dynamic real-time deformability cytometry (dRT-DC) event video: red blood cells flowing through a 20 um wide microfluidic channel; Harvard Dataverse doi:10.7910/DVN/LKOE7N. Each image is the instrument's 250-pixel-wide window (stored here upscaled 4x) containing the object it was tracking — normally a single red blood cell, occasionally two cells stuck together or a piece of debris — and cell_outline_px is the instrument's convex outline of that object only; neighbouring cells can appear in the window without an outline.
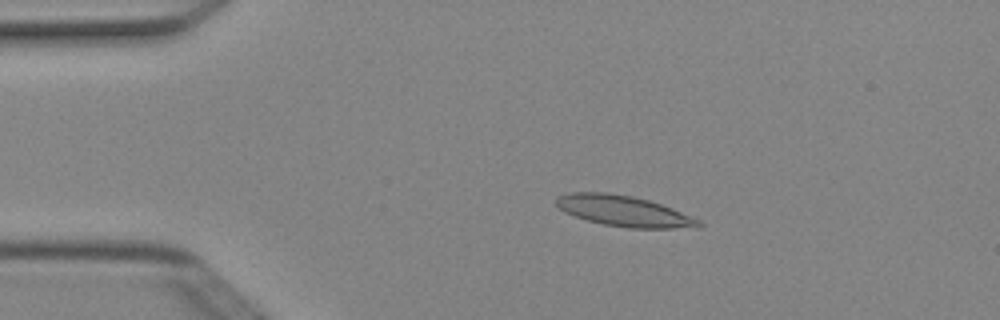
{"species": "Egyptian fruit bat (a non-hibernating species)", "species_latin": "Rousettus aegyptiacus", "temperature_condition": "cold", "stored_images_in_passage": 4, "camera_frame_rate_fps": 3000, "um_per_image_px": 0.085, "animal": {"sex": "female"}, "frame": {"image": 1, "passage_image": 3, "time_ms": 0.667, "image_size_px": [1000, 320], "cell_outline_px": [[704, 224], [700, 228], [628, 228], [604, 224], [588, 220], [564, 212], [556, 204], [556, 196], [572, 192], [608, 192], [632, 196], [648, 200], [672, 208], [700, 220]], "centroid_in_image_um": [53.05, 17.94], "position_along_channel_um": 31.9, "area_um2": 25.49}}
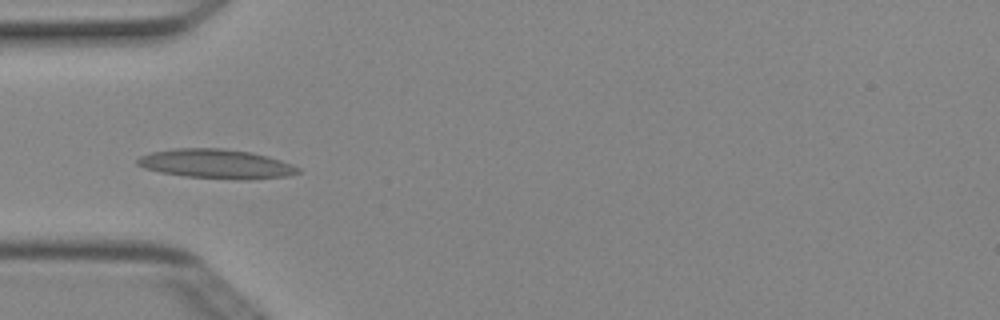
{"frame": {"image": 2, "passage_image": 4, "time_ms": 1.0, "image_size_px": [1000, 320], "cell_outline_px": [[300, 172], [288, 176], [244, 180], [236, 180], [184, 176], [160, 172], [144, 168], [136, 164], [136, 160], [140, 156], [152, 152], [172, 148], [220, 148], [252, 152], [268, 156], [292, 164], [300, 168]], "centroid_in_image_um": [18.38, 13.93], "position_along_channel_um": 66.6, "area_um2": 27.63}}